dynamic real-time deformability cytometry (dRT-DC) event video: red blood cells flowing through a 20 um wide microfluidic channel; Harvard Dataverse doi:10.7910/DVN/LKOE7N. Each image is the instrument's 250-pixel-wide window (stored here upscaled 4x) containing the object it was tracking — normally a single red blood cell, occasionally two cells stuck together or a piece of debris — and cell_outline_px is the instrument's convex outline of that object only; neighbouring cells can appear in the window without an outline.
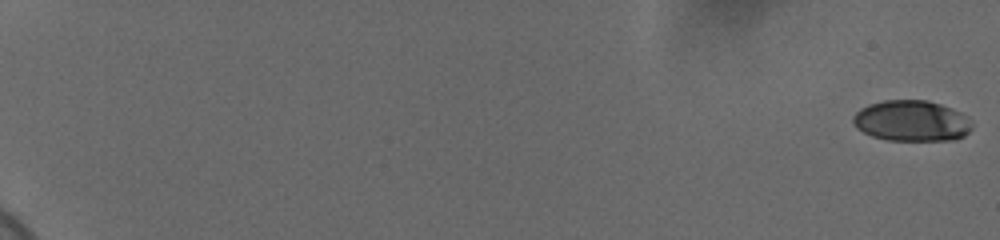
{"species": "human", "species_latin": "Homo sapiens", "temperature_condition": "cold", "stored_images_in_passage": 60, "camera_frame_rate_fps": 3000, "um_per_image_px": 0.085, "donor": {"sex": "female"}, "frame": {"image": 1, "passage_image": 1, "time_ms": 0.0, "image_size_px": [1000, 240], "cell_outline_px": [[972, 128], [964, 136], [956, 140], [888, 140], [872, 136], [856, 128], [852, 120], [852, 116], [860, 108], [868, 104], [884, 100], [928, 100], [952, 108], [968, 116], [972, 124]], "centroid_in_image_um": [77.49, 10.27], "position_along_channel_um": 7.5, "area_um2": 28.55}}
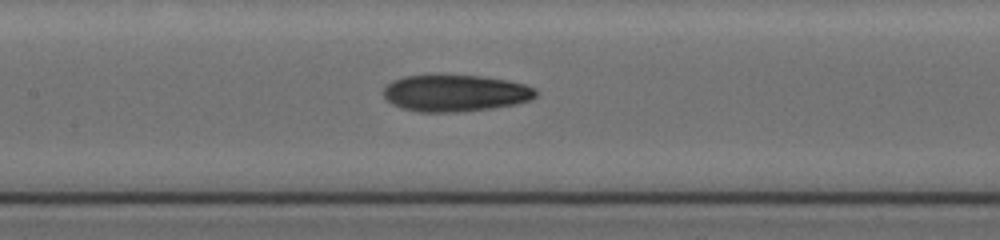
{"frame": {"image": 2, "passage_image": 33, "time_ms": 10.667, "image_size_px": [1000, 240], "cell_outline_px": [[536, 96], [528, 100], [512, 104], [492, 108], [456, 112], [420, 112], [400, 108], [392, 104], [380, 92], [392, 80], [404, 76], [436, 72], [484, 76], [508, 80], [524, 84], [536, 88]], "centroid_in_image_um": [38.62, 7.86], "position_along_channel_um": 168.8, "area_um2": 33.58}}
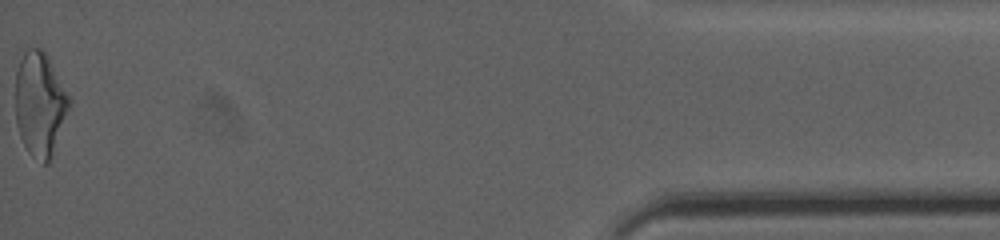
{"frame": {"image": 3, "passage_image": 60, "time_ms": 19.667, "image_size_px": [1000, 240], "cell_outline_px": [[72, 104], [52, 156], [48, 164], [44, 164], [32, 156], [28, 152], [20, 136], [16, 124], [16, 72], [20, 60], [24, 52], [28, 48], [40, 48], [44, 52], [72, 100]], "centroid_in_image_um": [3.41, 8.89], "position_along_channel_um": 431.8, "area_um2": 32.6}, "authors_computed_cell_mechanics": {"area_um2": 31.0097, "velocity_mm_per_s": 3.715, "shape_relaxation_time_tau1_ms": 4.2763, "shape_relaxation_time_tau2_ms": 3.0351, "deformation_change_tau1": 0.1604, "deformation_change_tau2": 0.1089}}